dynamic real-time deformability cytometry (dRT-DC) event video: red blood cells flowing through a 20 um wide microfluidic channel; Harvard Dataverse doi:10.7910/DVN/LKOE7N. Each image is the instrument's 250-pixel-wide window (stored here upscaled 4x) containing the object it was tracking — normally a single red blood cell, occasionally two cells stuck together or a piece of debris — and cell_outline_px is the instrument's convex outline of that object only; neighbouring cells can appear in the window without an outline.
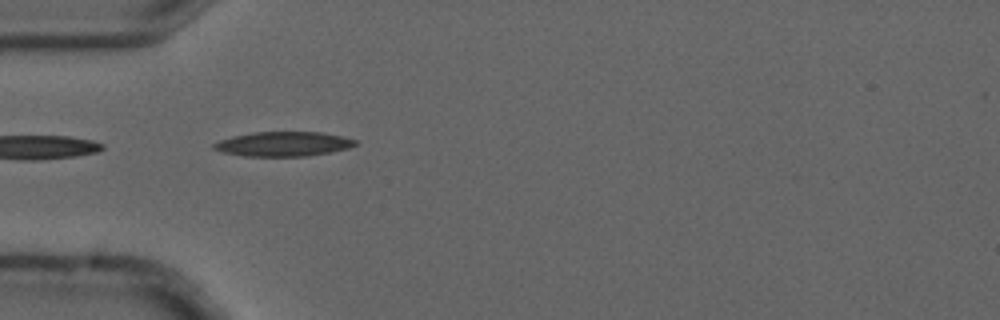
{"species": "common noctule bat (a hibernating species)", "species_latin": "Nyctalus noctula", "temperature_condition": "cold", "stored_images_in_passage": 5, "camera_frame_rate_fps": 3000, "um_per_image_px": 0.085, "animal": {"sex": "male", "forearm_length_mm": 52.5}, "frame": {"image": 1, "passage_image": 4, "time_ms": 1.0, "image_size_px": [1000, 320], "cell_outline_px": [[356, 144], [348, 148], [308, 156], [244, 156], [224, 152], [212, 148], [212, 144], [220, 140], [232, 136], [252, 132], [320, 132], [340, 136], [356, 140]], "centroid_in_image_um": [24.04, 12.23], "position_along_channel_um": 61.0, "area_um2": 20.06}}